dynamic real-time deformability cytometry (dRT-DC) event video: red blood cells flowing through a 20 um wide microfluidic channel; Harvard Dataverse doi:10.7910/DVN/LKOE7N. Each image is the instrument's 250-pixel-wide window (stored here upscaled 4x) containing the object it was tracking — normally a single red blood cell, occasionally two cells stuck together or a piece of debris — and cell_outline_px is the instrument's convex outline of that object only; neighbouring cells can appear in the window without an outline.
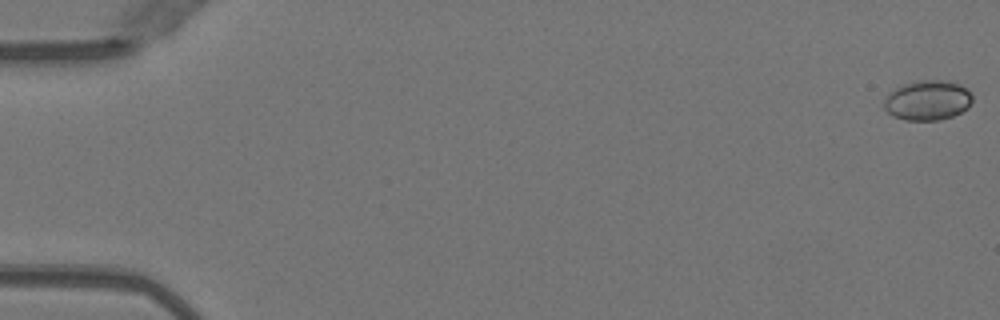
{"species": "Egyptian fruit bat (a non-hibernating species)", "species_latin": "Rousettus aegyptiacus", "temperature_condition": "warm", "stored_images_in_passage": 27, "camera_frame_rate_fps": 3000, "um_per_image_px": 0.085, "animal": {"sex": "female"}, "frame": {"image": 1, "passage_image": 1, "time_ms": 0.0, "image_size_px": [1000, 320], "cell_outline_px": [[972, 100], [968, 108], [952, 116], [940, 120], [904, 120], [892, 116], [884, 108], [884, 100], [896, 88], [904, 84], [916, 80], [956, 80], [972, 96]], "centroid_in_image_um": [78.86, 8.52], "position_along_channel_um": 6.1, "area_um2": 20.58}}
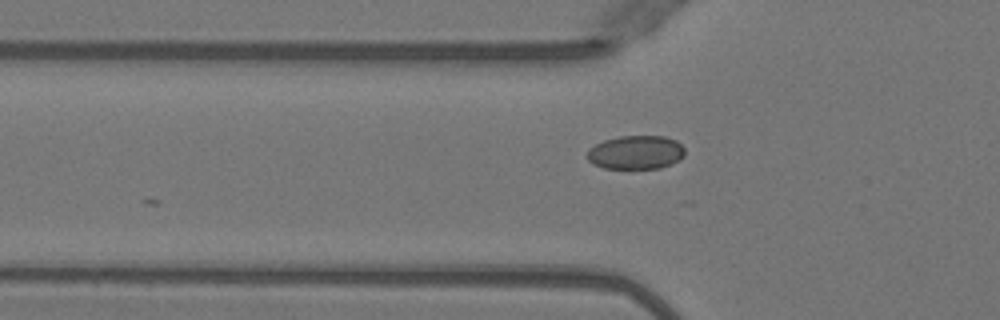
{"frame": {"image": 2, "passage_image": 18, "time_ms": 5.667, "image_size_px": [1000, 320], "cell_outline_px": [[684, 156], [680, 160], [660, 168], [604, 168], [592, 164], [588, 160], [588, 148], [604, 140], [620, 136], [664, 136], [676, 140], [684, 148]], "centroid_in_image_um": [54.05, 12.95], "position_along_channel_um": 71.8, "area_um2": 19.19}}
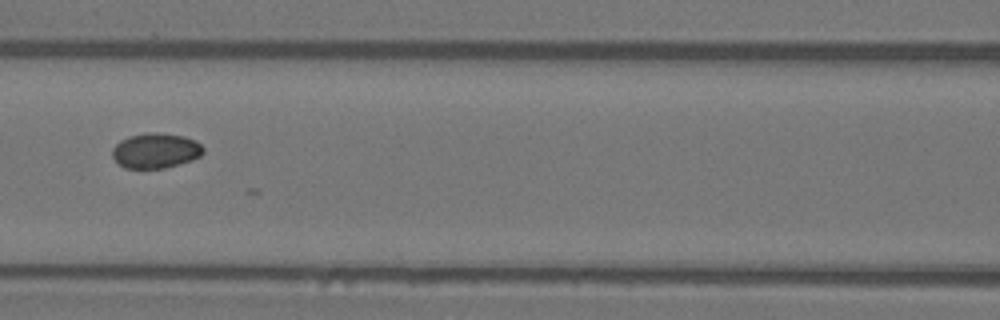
{"frame": {"image": 3, "passage_image": 24, "time_ms": 7.667, "image_size_px": [1000, 320], "cell_outline_px": [[204, 152], [200, 156], [192, 160], [164, 168], [124, 168], [112, 156], [112, 148], [120, 140], [128, 136], [148, 132], [156, 132], [184, 136], [196, 140], [204, 148]], "centroid_in_image_um": [13.23, 12.79], "position_along_channel_um": 153.4, "area_um2": 18.67}}